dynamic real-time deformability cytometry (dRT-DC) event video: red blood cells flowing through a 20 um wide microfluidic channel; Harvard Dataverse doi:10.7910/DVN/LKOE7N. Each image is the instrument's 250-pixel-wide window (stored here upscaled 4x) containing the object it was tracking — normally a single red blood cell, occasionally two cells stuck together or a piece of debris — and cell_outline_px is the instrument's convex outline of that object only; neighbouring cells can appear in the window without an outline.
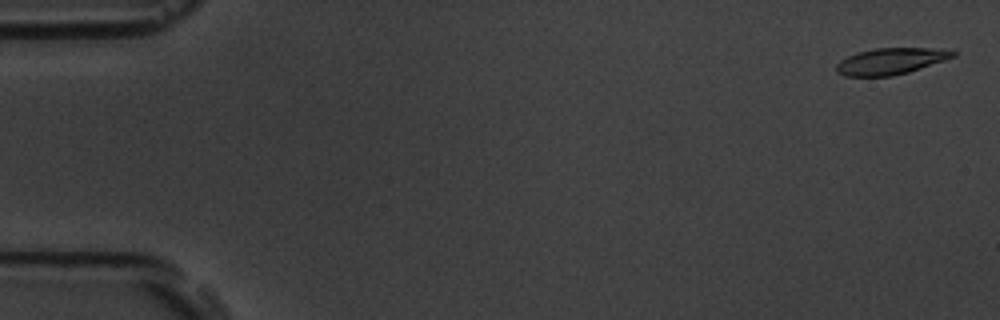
{"species": "common noctule bat (a hibernating species)", "species_latin": "Nyctalus noctula", "temperature_condition": "room temperature", "stored_images_in_passage": 57, "camera_frame_rate_fps": 3000, "um_per_image_px": 0.085, "animal": {"sex": "male", "body_mass_g": 19.5, "forearm_length_mm": 54.6}, "frame": {"image": 1, "passage_image": 2, "time_ms": 0.333, "image_size_px": [1000, 320], "cell_outline_px": [[956, 56], [908, 72], [892, 76], [844, 76], [836, 72], [836, 64], [840, 60], [856, 52], [876, 48], [928, 48], [956, 52]], "centroid_in_image_um": [75.64, 5.21], "position_along_channel_um": 9.4, "area_um2": 17.74}}
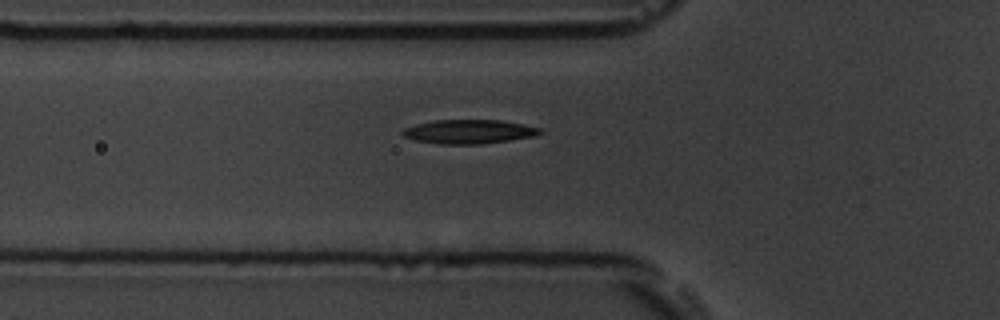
{"frame": {"image": 2, "passage_image": 20, "time_ms": 6.333, "image_size_px": [1000, 320], "cell_outline_px": [[544, 132], [532, 136], [508, 140], [480, 144], [440, 144], [416, 140], [404, 136], [400, 132], [404, 128], [416, 124], [436, 120], [500, 120], [524, 124], [540, 128]], "centroid_in_image_um": [39.85, 11.18], "position_along_channel_um": 86.0, "area_um2": 19.07}}
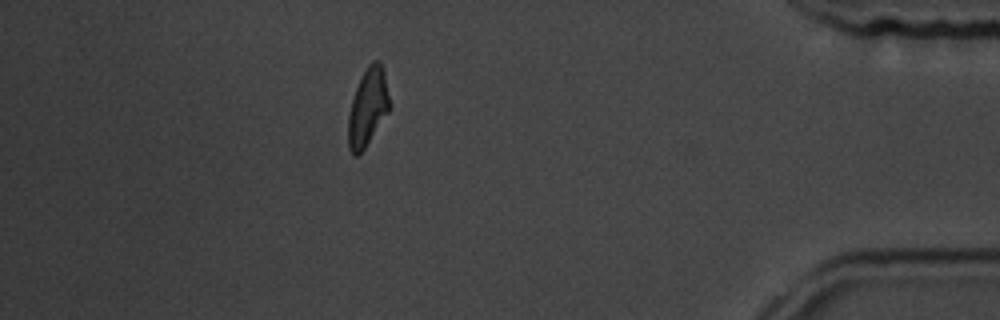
{"frame": {"image": 3, "passage_image": 50, "time_ms": 16.333, "image_size_px": [1000, 320], "cell_outline_px": [[392, 108], [364, 148], [356, 156], [352, 156], [348, 148], [348, 116], [352, 100], [356, 88], [368, 64], [372, 60], [380, 60], [384, 72]], "centroid_in_image_um": [31.28, 9.12], "position_along_channel_um": 403.9, "area_um2": 18.79}, "authors_computed_cell_mechanics": {"area_um2": 18.9584, "velocity_mm_per_s": 3.6285, "shape_relaxation_time_tau1_ms": 2.6482, "shape_relaxation_time_tau2_ms": 3.7819, "deformation_change_tau1": 0.181, "deformation_change_tau2": 0.1356}}